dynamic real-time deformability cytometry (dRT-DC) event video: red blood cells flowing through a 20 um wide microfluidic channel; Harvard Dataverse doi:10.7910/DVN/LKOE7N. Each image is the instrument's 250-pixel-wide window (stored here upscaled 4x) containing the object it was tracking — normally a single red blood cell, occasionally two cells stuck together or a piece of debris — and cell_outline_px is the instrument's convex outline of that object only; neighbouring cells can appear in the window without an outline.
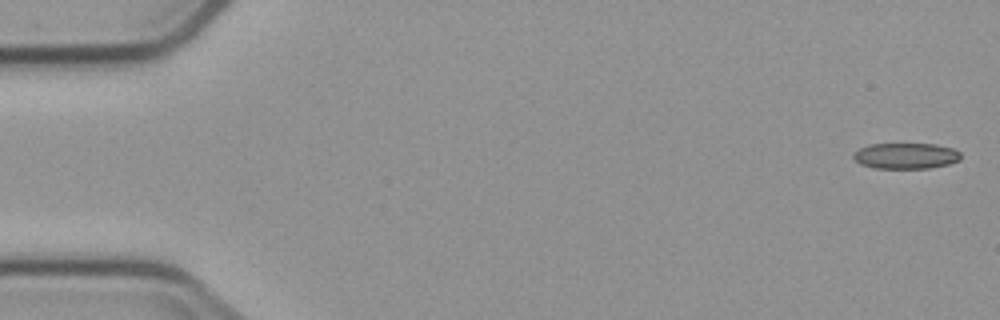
{"species": "common noctule bat (a hibernating species)", "species_latin": "Nyctalus noctula", "temperature_condition": "cold", "stored_images_in_passage": 6, "camera_frame_rate_fps": 3000, "um_per_image_px": 0.085, "animal": {"sex": "male", "body_mass_g": 23.1, "forearm_length_mm": 52.7}, "frame": {"image": 1, "passage_image": 6, "time_ms": 6.667, "image_size_px": [1000, 320], "cell_outline_px": [[960, 160], [948, 164], [928, 168], [876, 168], [860, 164], [852, 156], [852, 152], [868, 144], [936, 144], [952, 148], [960, 152]], "centroid_in_image_um": [76.97, 13.24], "position_along_channel_um": 8.0, "area_um2": 16.18}}